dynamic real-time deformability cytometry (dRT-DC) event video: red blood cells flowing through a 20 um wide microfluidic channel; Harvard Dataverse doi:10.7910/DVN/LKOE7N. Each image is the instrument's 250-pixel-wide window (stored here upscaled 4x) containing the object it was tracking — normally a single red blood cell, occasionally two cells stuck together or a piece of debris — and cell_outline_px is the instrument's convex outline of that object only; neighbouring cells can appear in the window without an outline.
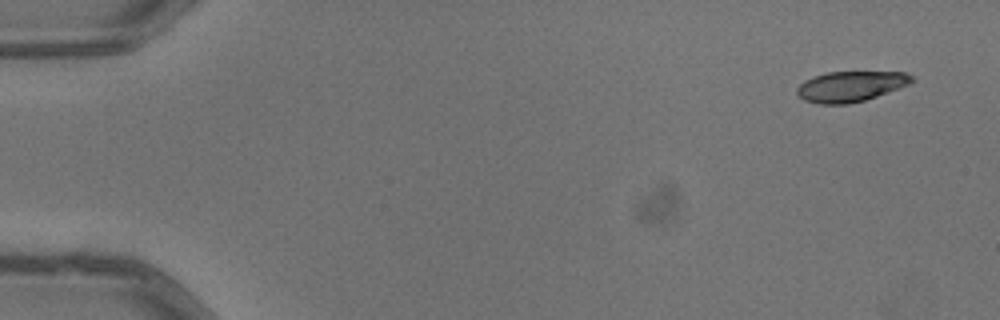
{"species": "common noctule bat (a hibernating species)", "species_latin": "Nyctalus noctula", "temperature_condition": "warm", "stored_images_in_passage": 5, "camera_frame_rate_fps": 3000, "um_per_image_px": 0.085, "animal": {"sex": "male", "body_mass_g": 13.3}, "frame": {"image": 1, "passage_image": 1, "time_ms": 0.0, "image_size_px": [1000, 320], "cell_outline_px": [[916, 80], [900, 88], [864, 100], [848, 104], [816, 104], [804, 100], [796, 92], [796, 88], [804, 80], [828, 72], [908, 72]], "centroid_in_image_um": [72.31, 7.34], "position_along_channel_um": 12.7, "area_um2": 20.35}}
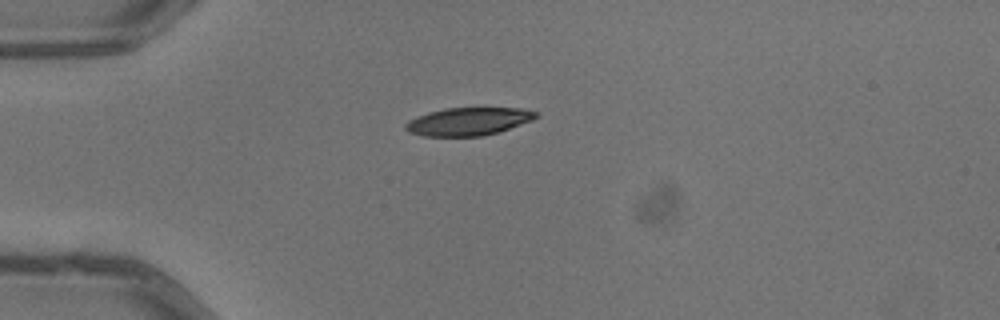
{"frame": {"image": 2, "passage_image": 4, "time_ms": 1.0, "image_size_px": [1000, 320], "cell_outline_px": [[540, 116], [532, 120], [484, 136], [424, 136], [408, 132], [404, 128], [404, 124], [408, 120], [428, 112], [444, 108], [524, 108], [536, 112]], "centroid_in_image_um": [39.78, 10.32], "position_along_channel_um": 45.2, "area_um2": 21.15}}